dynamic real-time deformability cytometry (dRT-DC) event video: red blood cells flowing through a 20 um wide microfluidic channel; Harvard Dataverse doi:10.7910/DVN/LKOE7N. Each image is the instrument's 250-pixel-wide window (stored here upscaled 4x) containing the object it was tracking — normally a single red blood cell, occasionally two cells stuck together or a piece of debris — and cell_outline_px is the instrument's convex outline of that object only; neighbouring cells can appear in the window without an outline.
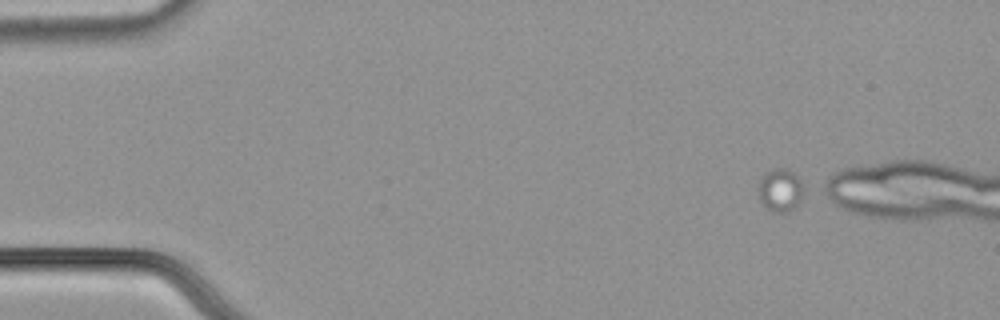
{"species": "common noctule bat (a hibernating species)", "species_latin": "Nyctalus noctula", "temperature_condition": "cold", "stored_images_in_passage": 7, "camera_frame_rate_fps": 3000, "um_per_image_px": 0.085, "animal": {"sex": "male", "body_mass_g": 21.5, "forearm_length_mm": 52.0}, "frame": {"image": 1, "passage_image": 1, "time_ms": 0.0, "image_size_px": [1000, 320], "cell_outline_px": [[808, 192], [788, 212], [768, 212], [760, 200], [760, 180], [768, 172], [776, 168], [788, 168], [808, 188]], "centroid_in_image_um": [66.41, 16.18], "position_along_channel_um": 18.6, "area_um2": 11.44}}